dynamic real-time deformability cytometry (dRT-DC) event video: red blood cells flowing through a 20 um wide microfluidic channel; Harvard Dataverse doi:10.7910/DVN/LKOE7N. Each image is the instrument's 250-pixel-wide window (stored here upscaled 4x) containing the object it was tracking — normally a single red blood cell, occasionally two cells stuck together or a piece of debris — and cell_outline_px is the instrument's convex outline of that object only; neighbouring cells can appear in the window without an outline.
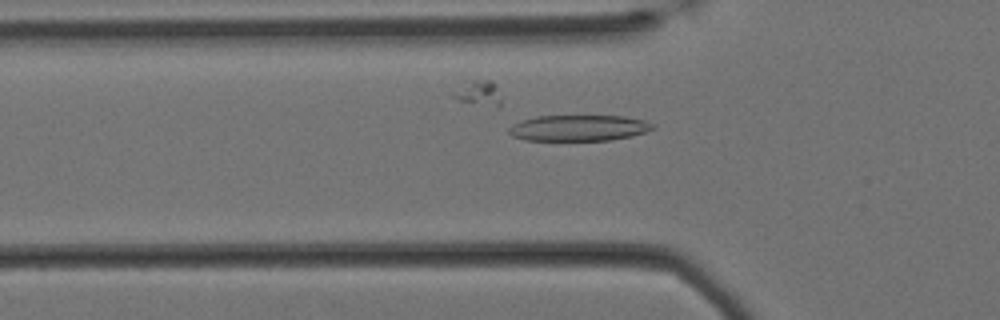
{"species": "Egyptian fruit bat (a non-hibernating species)", "species_latin": "Rousettus aegyptiacus", "temperature_condition": "cold", "stored_images_in_passage": 60, "camera_frame_rate_fps": 3000, "um_per_image_px": 0.085, "animal": {"sex": "female"}, "frame": {"image": 1, "passage_image": 19, "time_ms": 6.0, "image_size_px": [1000, 320], "cell_outline_px": [[656, 128], [632, 136], [612, 140], [524, 140], [512, 136], [508, 132], [508, 128], [512, 124], [536, 116], [624, 116], [644, 120], [656, 124]], "centroid_in_image_um": [49.22, 10.88], "position_along_channel_um": 76.6, "area_um2": 21.85}}
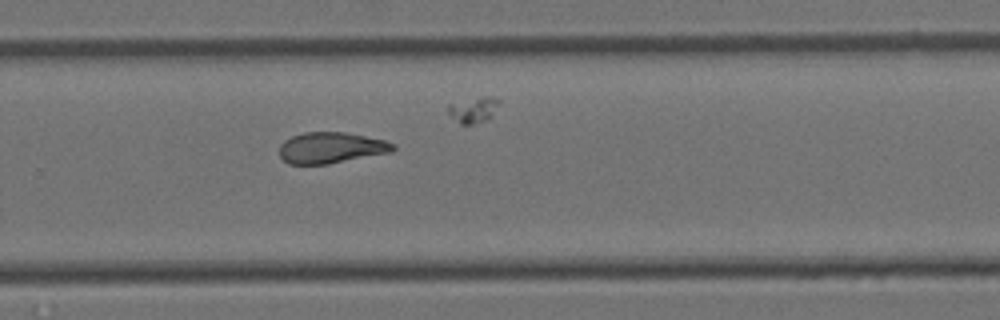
{"frame": {"image": 2, "passage_image": 39, "time_ms": 12.667, "image_size_px": [1000, 320], "cell_outline_px": [[396, 148], [392, 152], [328, 164], [288, 164], [280, 156], [280, 144], [284, 140], [292, 136], [304, 132], [344, 132], [384, 140], [396, 144]], "centroid_in_image_um": [28.14, 12.56], "position_along_channel_um": 301.7, "area_um2": 20.58}}
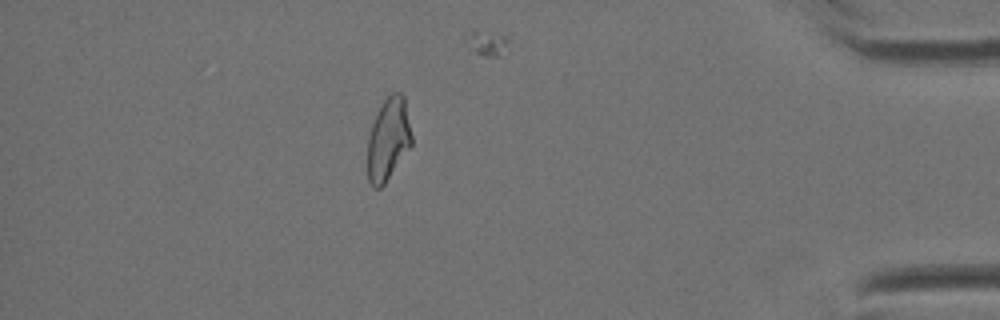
{"frame": {"image": 3, "passage_image": 52, "time_ms": 17.0, "image_size_px": [1000, 320], "cell_outline_px": [[412, 144], [384, 184], [380, 188], [376, 188], [368, 180], [368, 136], [376, 112], [384, 100], [392, 92], [400, 92], [404, 96], [412, 136]], "centroid_in_image_um": [33.0, 11.8], "position_along_channel_um": 402.2, "area_um2": 21.04}}